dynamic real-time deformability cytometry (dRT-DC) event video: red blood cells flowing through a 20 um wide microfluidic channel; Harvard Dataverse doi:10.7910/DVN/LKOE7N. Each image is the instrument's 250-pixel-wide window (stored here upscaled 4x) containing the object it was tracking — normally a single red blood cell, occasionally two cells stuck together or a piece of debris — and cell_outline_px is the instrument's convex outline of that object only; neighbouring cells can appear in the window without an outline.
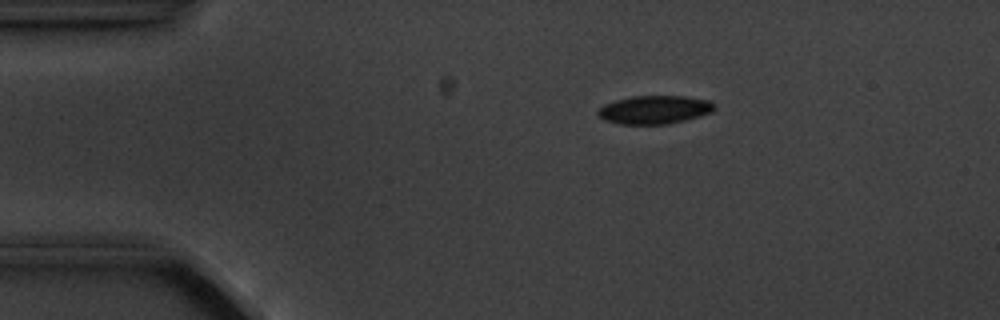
{"species": "common noctule bat (a hibernating species)", "species_latin": "Nyctalus noctula", "temperature_condition": "cold", "stored_images_in_passage": 4, "segment_of_instrument_passage": [1, 2], "camera_frame_rate_fps": 3000, "um_per_image_px": 0.085, "animal": {"sex": "male", "body_mass_g": 20.1, "forearm_length_mm": 53.5}, "frame": {"image": 1, "passage_image": 2, "time_ms": 1.0, "image_size_px": [1000, 320], "cell_outline_px": [[716, 108], [712, 112], [700, 116], [668, 124], [620, 124], [604, 120], [596, 112], [604, 104], [616, 100], [632, 96], [684, 96], [708, 100], [716, 104]], "centroid_in_image_um": [55.65, 9.32], "position_along_channel_um": 29.3, "area_um2": 19.25}}